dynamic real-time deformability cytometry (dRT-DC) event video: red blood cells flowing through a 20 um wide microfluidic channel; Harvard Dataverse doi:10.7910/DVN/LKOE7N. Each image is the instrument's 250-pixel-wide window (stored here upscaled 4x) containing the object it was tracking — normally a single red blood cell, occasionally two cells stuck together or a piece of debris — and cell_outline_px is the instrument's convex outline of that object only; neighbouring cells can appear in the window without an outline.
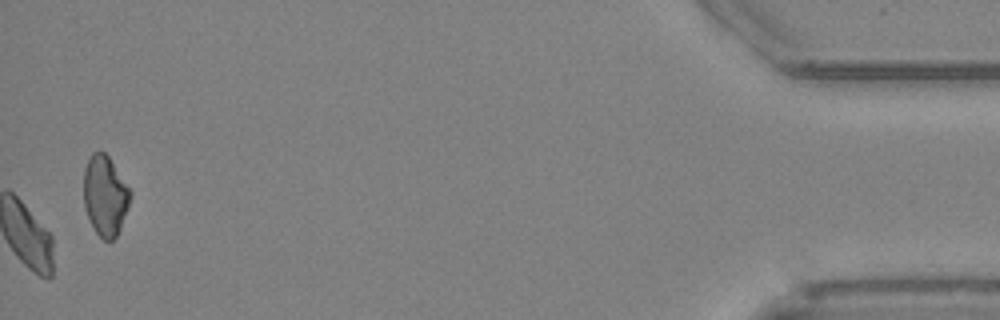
{"species": "Egyptian fruit bat (a non-hibernating species)", "species_latin": "Rousettus aegyptiacus", "temperature_condition": "cold", "stored_images_in_passage": 49, "camera_frame_rate_fps": 3000, "um_per_image_px": 0.085, "animal": {"sex": "female"}, "frame": {"image": 1, "passage_image": 49, "time_ms": 16.0, "image_size_px": [1000, 320], "cell_outline_px": [[132, 196], [120, 228], [116, 236], [112, 240], [104, 240], [96, 232], [84, 208], [84, 168], [92, 152], [104, 152], [108, 156], [132, 192]], "centroid_in_image_um": [8.93, 16.62], "position_along_channel_um": 426.3, "area_um2": 21.5}, "authors_computed_cell_mechanics": {"area_um2": 22.4842, "velocity_mm_per_s": 3.8584, "shape_relaxation_time_tau1_ms": null, "shape_relaxation_time_tau2_ms": 5.3477, "deformation_change_tau1": null, "deformation_change_tau2": 0.0878}}